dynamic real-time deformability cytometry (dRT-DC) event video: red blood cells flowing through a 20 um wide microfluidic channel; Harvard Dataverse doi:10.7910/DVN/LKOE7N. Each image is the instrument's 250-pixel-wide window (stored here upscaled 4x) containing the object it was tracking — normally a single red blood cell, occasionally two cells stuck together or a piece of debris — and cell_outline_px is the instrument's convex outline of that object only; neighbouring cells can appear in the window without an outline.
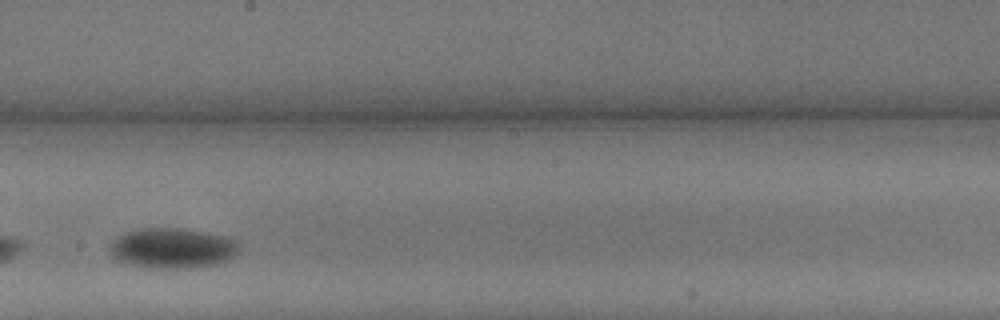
{"species": "common noctule bat (a hibernating species)", "species_latin": "Nyctalus noctula", "temperature_condition": "warm", "stored_images_in_passage": 15, "camera_frame_rate_fps": 3000, "um_per_image_px": 0.085, "animal": {"sex": "male", "body_mass_g": 13.3}, "frame": {"image": 1, "passage_image": 9, "time_ms": 2.667, "image_size_px": [1000, 320], "cell_outline_px": [[240, 244], [236, 252], [228, 260], [216, 264], [188, 268], [152, 268], [128, 264], [116, 260], [108, 252], [112, 244], [120, 236], [128, 232], [144, 228], [180, 228], [208, 232], [228, 236], [240, 240]], "centroid_in_image_um": [14.71, 21.09], "position_along_channel_um": 233.5, "area_um2": 30.4}}